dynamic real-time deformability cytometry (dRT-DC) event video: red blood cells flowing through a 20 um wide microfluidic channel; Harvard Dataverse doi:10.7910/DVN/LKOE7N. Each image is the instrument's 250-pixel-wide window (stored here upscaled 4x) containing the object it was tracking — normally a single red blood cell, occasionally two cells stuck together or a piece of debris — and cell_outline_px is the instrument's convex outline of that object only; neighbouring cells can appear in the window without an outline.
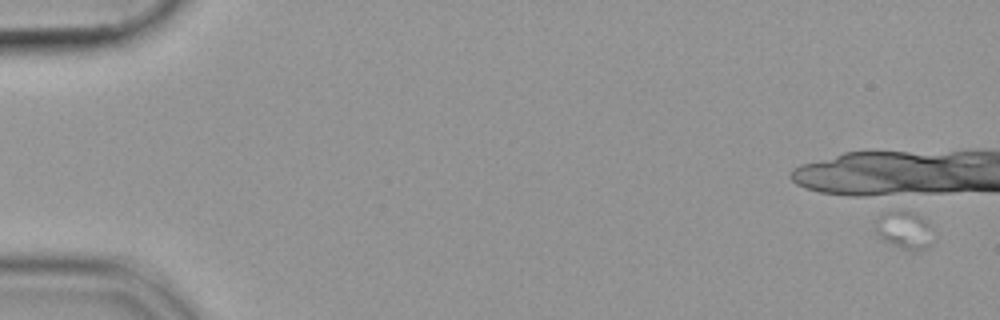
{"species": "common noctule bat (a hibernating species)", "species_latin": "Nyctalus noctula", "temperature_condition": "cold", "stored_images_in_passage": 19, "camera_frame_rate_fps": 3000, "um_per_image_px": 0.085, "animal": {"sex": "female", "body_mass_g": 19.9}, "frame": {"image": 1, "passage_image": 3, "time_ms": 0.667, "image_size_px": [1000, 320], "cell_outline_px": [[928, 244], [924, 248], [904, 248], [884, 240], [876, 232], [876, 220], [880, 216], [896, 208], [912, 212], [920, 216], [924, 220]], "centroid_in_image_um": [76.72, 19.46], "position_along_channel_um": 8.3, "area_um2": 11.39}}